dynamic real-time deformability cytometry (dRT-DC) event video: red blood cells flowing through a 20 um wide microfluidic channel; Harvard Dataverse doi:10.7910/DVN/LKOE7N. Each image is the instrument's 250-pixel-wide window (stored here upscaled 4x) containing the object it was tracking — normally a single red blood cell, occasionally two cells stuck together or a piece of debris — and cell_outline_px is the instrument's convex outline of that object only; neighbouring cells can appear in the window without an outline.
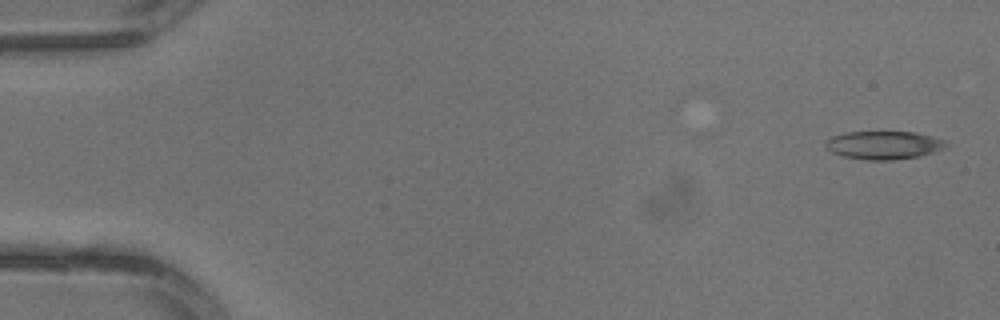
{"species": "common noctule bat (a hibernating species)", "species_latin": "Nyctalus noctula", "temperature_condition": "warm", "stored_images_in_passage": 3, "camera_frame_rate_fps": 3000, "um_per_image_px": 0.085, "animal": {"sex": "male", "body_mass_g": 13.3}, "frame": {"image": 1, "passage_image": 1, "time_ms": 0.0, "image_size_px": [1000, 320], "cell_outline_px": [[948, 144], [944, 148], [920, 156], [892, 160], [868, 160], [844, 156], [832, 152], [824, 144], [824, 140], [832, 136], [844, 132], [916, 132], [948, 140]], "centroid_in_image_um": [75.13, 12.32], "position_along_channel_um": 9.9, "area_um2": 19.88}}
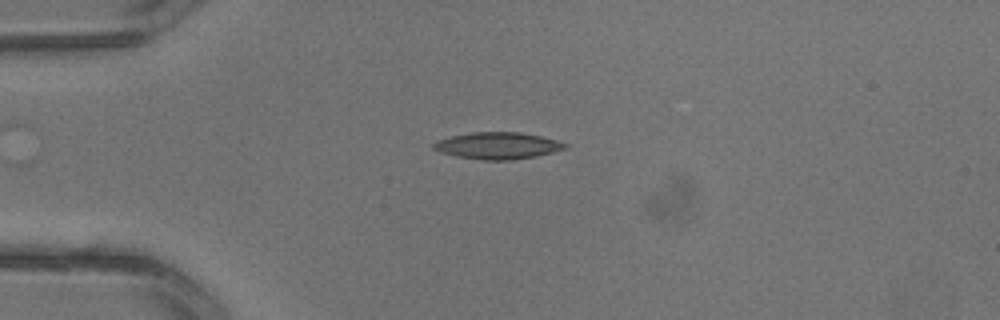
{"frame": {"image": 2, "passage_image": 3, "time_ms": 0.667, "image_size_px": [1000, 320], "cell_outline_px": [[568, 148], [536, 156], [512, 160], [480, 160], [456, 156], [440, 152], [432, 148], [432, 144], [436, 140], [452, 136], [472, 132], [520, 132], [540, 136], [556, 140], [568, 144]], "centroid_in_image_um": [42.29, 12.38], "position_along_channel_um": 42.7, "area_um2": 20.58}}